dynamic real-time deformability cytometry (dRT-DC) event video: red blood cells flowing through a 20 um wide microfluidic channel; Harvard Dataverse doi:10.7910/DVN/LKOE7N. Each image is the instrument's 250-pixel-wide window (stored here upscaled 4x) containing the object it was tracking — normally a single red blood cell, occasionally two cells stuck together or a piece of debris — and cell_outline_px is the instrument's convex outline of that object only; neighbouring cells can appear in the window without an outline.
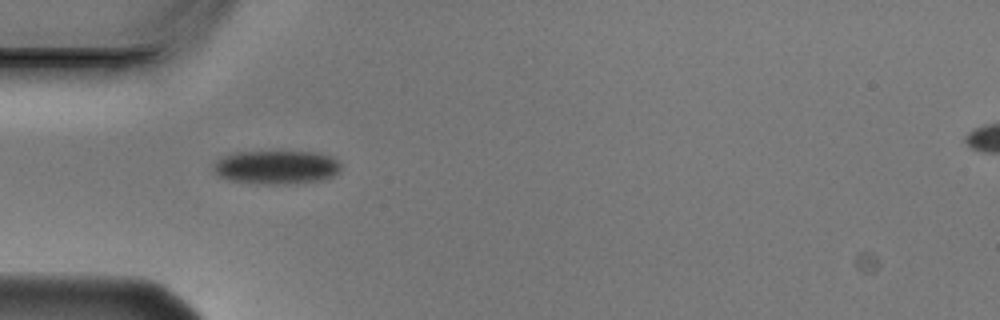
{"species": "Egyptian fruit bat (a non-hibernating species)", "species_latin": "Rousettus aegyptiacus", "temperature_condition": "cold", "stored_images_in_passage": 6, "camera_frame_rate_fps": 3000, "um_per_image_px": 0.085, "animal": {"sex": "male"}, "frame": {"image": 1, "passage_image": 3, "time_ms": 0.667, "image_size_px": [1000, 320], "cell_outline_px": [[340, 172], [324, 180], [284, 184], [264, 184], [228, 180], [220, 176], [212, 168], [212, 164], [216, 160], [224, 156], [236, 152], [316, 152], [332, 156], [340, 164]], "centroid_in_image_um": [23.5, 14.21], "position_along_channel_um": 61.5, "area_um2": 25.03}}
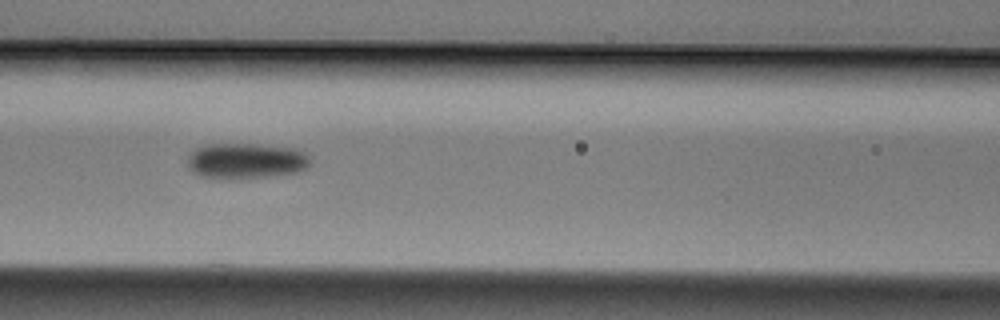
{"frame": {"image": 2, "passage_image": 5, "time_ms": 1.333, "image_size_px": [1000, 320], "cell_outline_px": [[308, 164], [304, 168], [296, 172], [268, 176], [232, 180], [200, 176], [192, 172], [188, 168], [188, 152], [204, 144], [256, 144], [296, 148], [304, 152], [308, 156]], "centroid_in_image_um": [20.82, 13.67], "position_along_channel_um": 145.8, "area_um2": 25.72}}
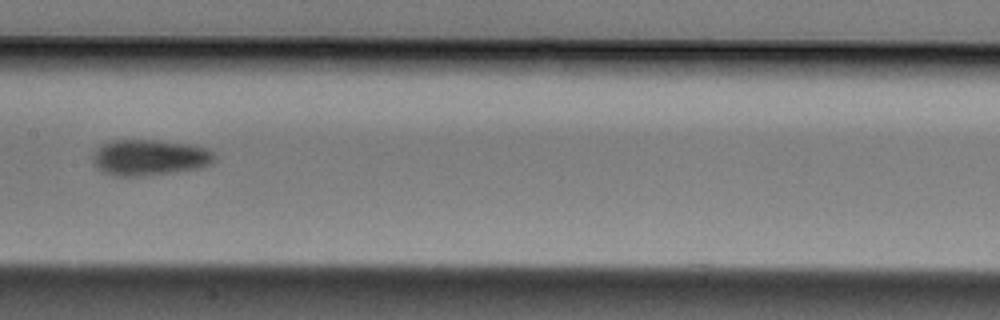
{"frame": {"image": 3, "passage_image": 6, "time_ms": 1.667, "image_size_px": [1000, 320], "cell_outline_px": [[216, 160], [212, 164], [200, 168], [144, 176], [112, 176], [100, 172], [92, 164], [92, 156], [96, 148], [100, 144], [112, 140], [160, 140], [192, 144], [208, 148], [216, 156]], "centroid_in_image_um": [12.69, 13.38], "position_along_channel_um": 194.7, "area_um2": 26.18}}